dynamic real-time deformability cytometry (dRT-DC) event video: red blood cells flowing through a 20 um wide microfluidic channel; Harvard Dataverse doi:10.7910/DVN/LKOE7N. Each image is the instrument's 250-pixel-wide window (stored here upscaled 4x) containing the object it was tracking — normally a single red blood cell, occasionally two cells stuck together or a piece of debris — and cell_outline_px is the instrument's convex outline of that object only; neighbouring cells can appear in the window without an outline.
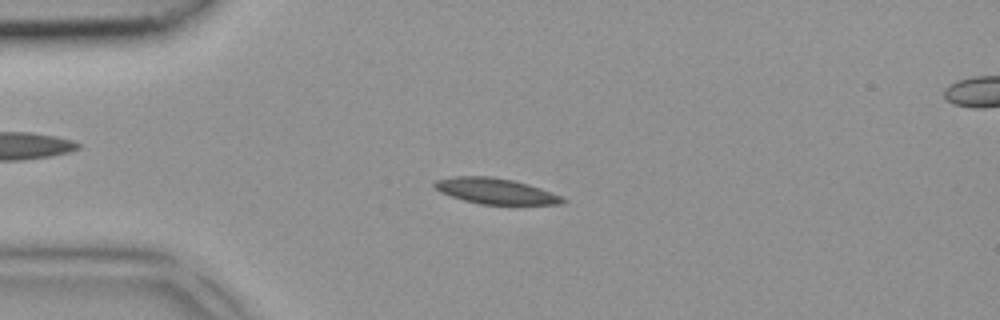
{"species": "common noctule bat (a hibernating species)", "species_latin": "Nyctalus noctula", "temperature_condition": "room temperature", "stored_images_in_passage": 5, "camera_frame_rate_fps": 3000, "um_per_image_px": 0.085, "animal": {"sex": "female", "body_mass_g": 18.4}, "frame": {"image": 1, "passage_image": 3, "time_ms": 0.667, "image_size_px": [1000, 320], "cell_outline_px": [[568, 200], [560, 204], [480, 204], [464, 200], [440, 192], [432, 184], [436, 180], [456, 176], [488, 176], [512, 180], [528, 184], [564, 196]], "centroid_in_image_um": [42.15, 16.24], "position_along_channel_um": 42.8, "area_um2": 19.07}}